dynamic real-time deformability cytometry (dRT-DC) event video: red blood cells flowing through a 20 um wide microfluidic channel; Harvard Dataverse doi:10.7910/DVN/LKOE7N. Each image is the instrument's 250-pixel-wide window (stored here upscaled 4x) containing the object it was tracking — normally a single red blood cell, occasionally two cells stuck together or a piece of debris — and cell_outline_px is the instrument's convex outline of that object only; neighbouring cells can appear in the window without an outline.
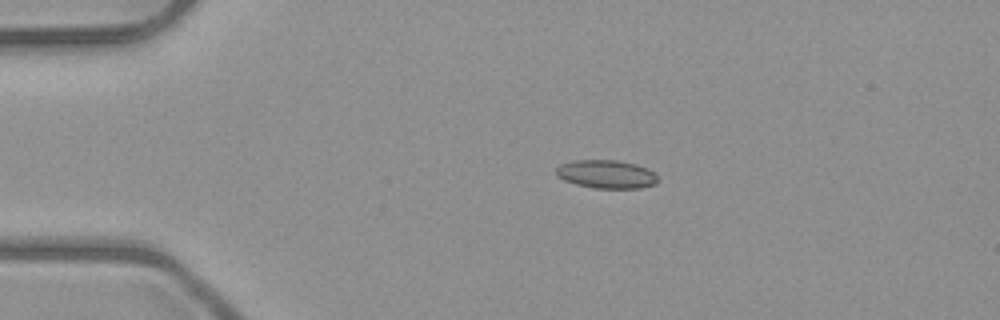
{"species": "common noctule bat (a hibernating species)", "species_latin": "Nyctalus noctula", "temperature_condition": "room temperature", "stored_images_in_passage": 6, "camera_frame_rate_fps": 3000, "um_per_image_px": 0.085, "animal": {"sex": "male", "body_mass_g": 23.1, "forearm_length_mm": 52.7}, "frame": {"image": 1, "passage_image": 3, "time_ms": 2.333, "image_size_px": [1000, 320], "cell_outline_px": [[660, 180], [656, 184], [640, 188], [596, 188], [576, 184], [564, 180], [556, 176], [556, 168], [560, 164], [576, 160], [616, 160], [636, 164], [648, 168], [656, 172]], "centroid_in_image_um": [51.59, 14.8], "position_along_channel_um": 33.4, "area_um2": 16.99}}
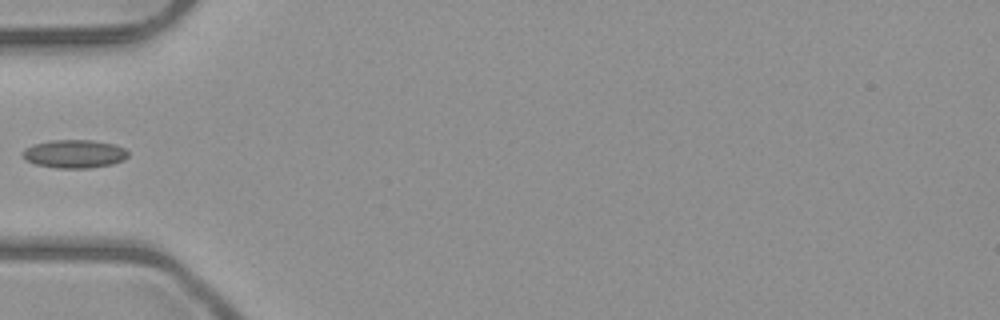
{"frame": {"image": 2, "passage_image": 5, "time_ms": 4.667, "image_size_px": [1000, 320], "cell_outline_px": [[128, 156], [124, 160], [112, 164], [88, 168], [56, 168], [36, 164], [24, 160], [24, 148], [32, 144], [48, 140], [92, 140], [112, 144], [124, 148], [128, 152]], "centroid_in_image_um": [6.3, 13.07], "position_along_channel_um": 78.7, "area_um2": 17.4}}
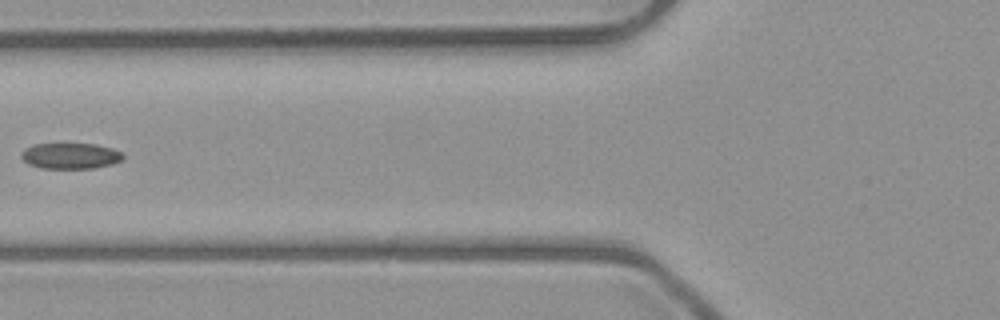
{"frame": {"image": 3, "passage_image": 6, "time_ms": 5.667, "image_size_px": [1000, 320], "cell_outline_px": [[124, 156], [120, 160], [112, 164], [92, 168], [40, 168], [28, 164], [20, 156], [24, 148], [32, 144], [96, 144], [112, 148], [120, 152]], "centroid_in_image_um": [5.95, 13.24], "position_along_channel_um": 119.9, "area_um2": 15.26}}